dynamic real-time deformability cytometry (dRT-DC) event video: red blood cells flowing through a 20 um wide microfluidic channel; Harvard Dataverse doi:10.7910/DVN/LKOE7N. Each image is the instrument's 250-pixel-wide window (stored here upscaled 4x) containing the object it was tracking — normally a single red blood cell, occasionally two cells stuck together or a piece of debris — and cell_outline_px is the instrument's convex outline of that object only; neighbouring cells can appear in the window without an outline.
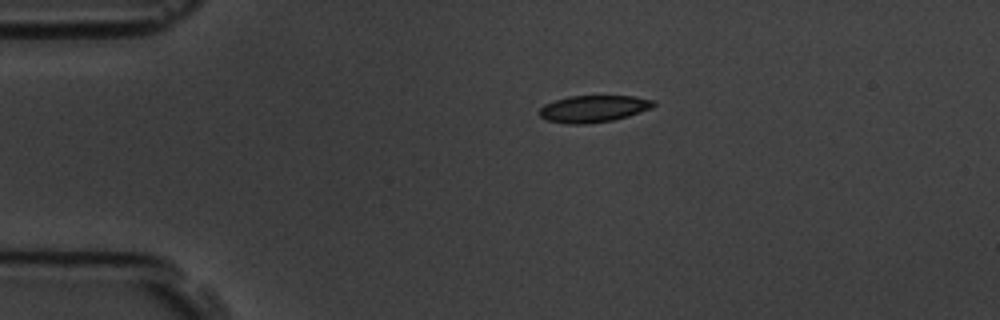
{"species": "common noctule bat (a hibernating species)", "species_latin": "Nyctalus noctula", "temperature_condition": "room temperature", "stored_images_in_passage": 5, "camera_frame_rate_fps": 3000, "um_per_image_px": 0.085, "animal": {"sex": "male", "body_mass_g": 19.5, "forearm_length_mm": 54.6}, "frame": {"image": 1, "passage_image": 1, "time_ms": 0.0, "image_size_px": [1000, 320], "cell_outline_px": [[656, 104], [652, 108], [628, 116], [612, 120], [584, 124], [568, 124], [544, 120], [540, 116], [540, 108], [544, 104], [568, 96], [636, 96], [656, 100]], "centroid_in_image_um": [50.46, 9.24], "position_along_channel_um": 34.5, "area_um2": 17.98}}
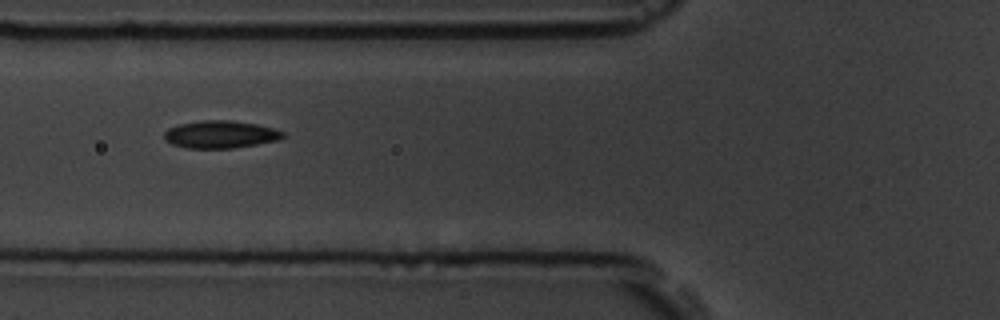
{"frame": {"image": 2, "passage_image": 3, "time_ms": 3.0, "image_size_px": [1000, 320], "cell_outline_px": [[284, 136], [280, 140], [232, 148], [188, 148], [172, 144], [164, 140], [164, 132], [168, 128], [180, 124], [200, 120], [232, 120], [256, 124], [272, 128], [284, 132]], "centroid_in_image_um": [18.72, 11.42], "position_along_channel_um": 107.1, "area_um2": 19.02}}
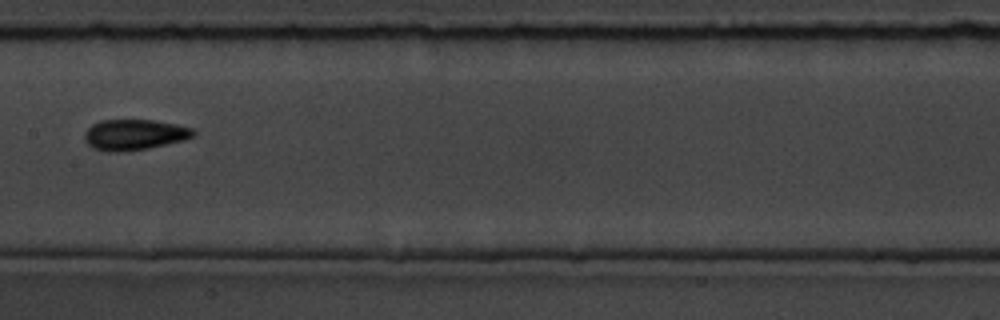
{"frame": {"image": 3, "passage_image": 5, "time_ms": 5.333, "image_size_px": [1000, 320], "cell_outline_px": [[196, 136], [184, 140], [148, 148], [116, 152], [108, 152], [92, 148], [84, 140], [84, 132], [92, 124], [100, 120], [152, 120], [176, 124], [192, 128], [196, 132]], "centroid_in_image_um": [11.41, 11.44], "position_along_channel_um": 196.0, "area_um2": 19.54}}